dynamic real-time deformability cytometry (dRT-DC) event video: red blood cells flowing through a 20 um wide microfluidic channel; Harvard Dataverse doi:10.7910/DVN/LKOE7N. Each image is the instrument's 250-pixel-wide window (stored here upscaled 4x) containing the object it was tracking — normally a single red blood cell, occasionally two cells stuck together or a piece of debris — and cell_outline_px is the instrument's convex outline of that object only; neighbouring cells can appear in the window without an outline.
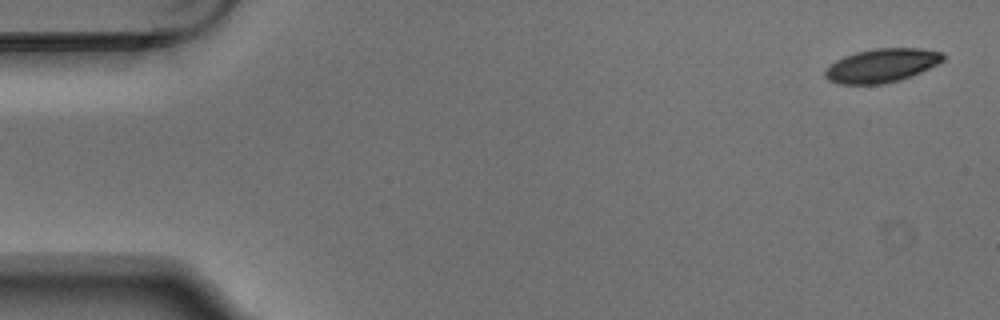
{"species": "Egyptian fruit bat (a non-hibernating species)", "species_latin": "Rousettus aegyptiacus", "temperature_condition": "warm", "stored_images_in_passage": 4, "camera_frame_rate_fps": 3000, "um_per_image_px": 0.085, "animal": {"sex": "male"}, "frame": {"image": 1, "passage_image": 1, "time_ms": 0.0, "image_size_px": [1000, 320], "cell_outline_px": [[944, 60], [912, 76], [900, 80], [884, 84], [840, 84], [828, 80], [824, 76], [824, 72], [828, 64], [844, 56], [856, 52], [876, 48], [920, 48], [944, 52]], "centroid_in_image_um": [74.92, 5.56], "position_along_channel_um": 10.1, "area_um2": 23.29}}